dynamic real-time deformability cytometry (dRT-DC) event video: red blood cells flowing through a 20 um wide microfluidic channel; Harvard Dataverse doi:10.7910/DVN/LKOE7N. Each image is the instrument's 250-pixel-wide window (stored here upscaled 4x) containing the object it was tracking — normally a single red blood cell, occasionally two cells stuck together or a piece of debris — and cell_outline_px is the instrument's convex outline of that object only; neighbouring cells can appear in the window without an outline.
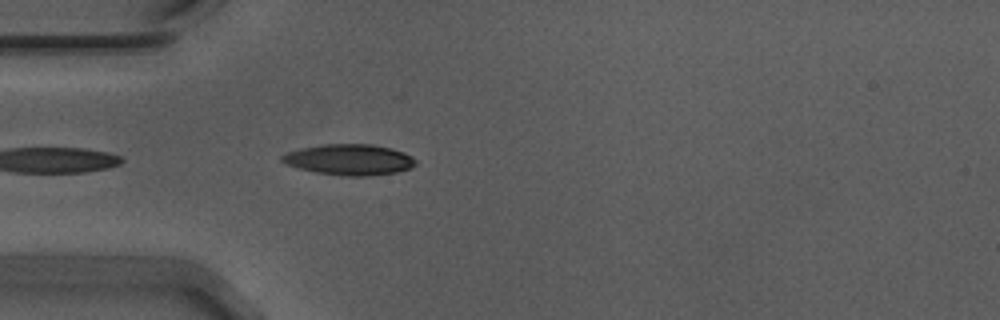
{"species": "Egyptian fruit bat (a non-hibernating species)", "species_latin": "Rousettus aegyptiacus", "temperature_condition": "warm", "stored_images_in_passage": 41, "camera_frame_rate_fps": 3000, "um_per_image_px": 0.085, "animal": {"sex": "male"}, "frame": {"image": 1, "passage_image": 2, "time_ms": 0.333, "image_size_px": [1000, 320], "cell_outline_px": [[416, 164], [412, 168], [396, 172], [368, 176], [344, 176], [316, 172], [284, 164], [280, 160], [280, 156], [288, 152], [300, 148], [324, 144], [372, 144], [392, 148], [404, 152], [412, 156], [416, 160]], "centroid_in_image_um": [29.71, 13.56], "position_along_channel_um": 55.3, "area_um2": 24.16}}
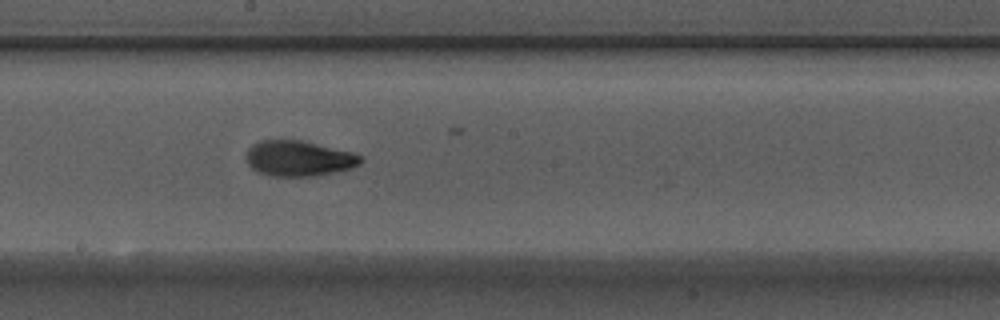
{"frame": {"image": 2, "passage_image": 16, "time_ms": 5.0, "image_size_px": [1000, 320], "cell_outline_px": [[364, 160], [360, 164], [352, 168], [316, 176], [272, 176], [256, 172], [248, 164], [248, 148], [252, 144], [260, 140], [300, 140], [352, 152], [364, 156]], "centroid_in_image_um": [25.42, 13.47], "position_along_channel_um": 222.8, "area_um2": 23.7}}
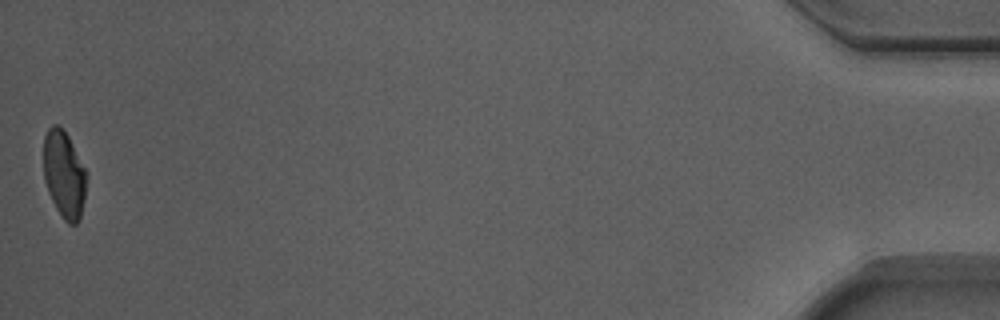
{"frame": {"image": 3, "passage_image": 41, "time_ms": 13.333, "image_size_px": [1000, 320], "cell_outline_px": [[84, 200], [80, 220], [76, 224], [68, 224], [64, 220], [56, 208], [48, 192], [44, 180], [44, 136], [48, 128], [52, 124], [56, 124], [68, 136], [84, 168]], "centroid_in_image_um": [5.41, 14.85], "position_along_channel_um": 429.8, "area_um2": 21.27}, "authors_computed_cell_mechanics": {"area_um2": 23.2934, "velocity_mm_per_s": 3.7098, "shape_relaxation_time_tau1_ms": 4.8638, "shape_relaxation_time_tau2_ms": 2.1056, "deformation_change_tau1": 0.1724, "deformation_change_tau2": 0.0865}}